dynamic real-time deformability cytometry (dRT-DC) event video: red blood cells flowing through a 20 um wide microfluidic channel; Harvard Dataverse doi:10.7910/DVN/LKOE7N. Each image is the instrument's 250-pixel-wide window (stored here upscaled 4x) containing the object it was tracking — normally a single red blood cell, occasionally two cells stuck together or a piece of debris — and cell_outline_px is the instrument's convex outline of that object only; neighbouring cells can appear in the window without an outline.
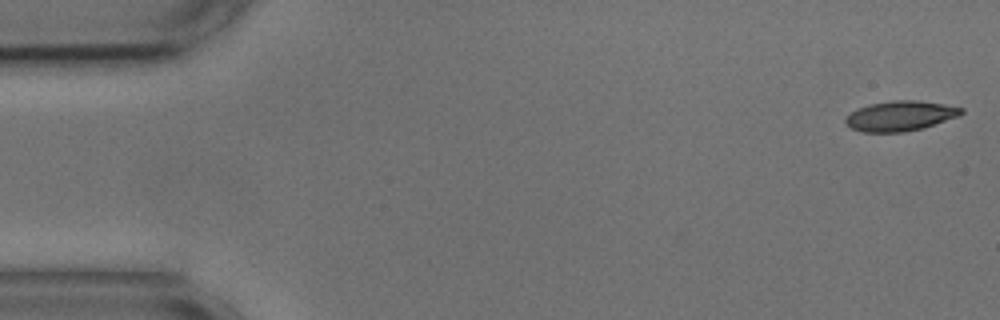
{"species": "common noctule bat (a hibernating species)", "species_latin": "Nyctalus noctula", "temperature_condition": "cold", "stored_images_in_passage": 14, "camera_frame_rate_fps": 3000, "um_per_image_px": 0.085, "animal": {"sex": "male", "body_mass_g": 17.9, "forearm_length_mm": 54.2}, "frame": {"image": 1, "passage_image": 1, "time_ms": 0.0, "image_size_px": [1000, 320], "cell_outline_px": [[964, 112], [960, 116], [924, 128], [904, 132], [864, 132], [852, 128], [844, 120], [856, 108], [868, 104], [892, 100], [916, 100], [944, 104], [964, 108]], "centroid_in_image_um": [76.56, 9.85], "position_along_channel_um": 8.4, "area_um2": 20.35}}